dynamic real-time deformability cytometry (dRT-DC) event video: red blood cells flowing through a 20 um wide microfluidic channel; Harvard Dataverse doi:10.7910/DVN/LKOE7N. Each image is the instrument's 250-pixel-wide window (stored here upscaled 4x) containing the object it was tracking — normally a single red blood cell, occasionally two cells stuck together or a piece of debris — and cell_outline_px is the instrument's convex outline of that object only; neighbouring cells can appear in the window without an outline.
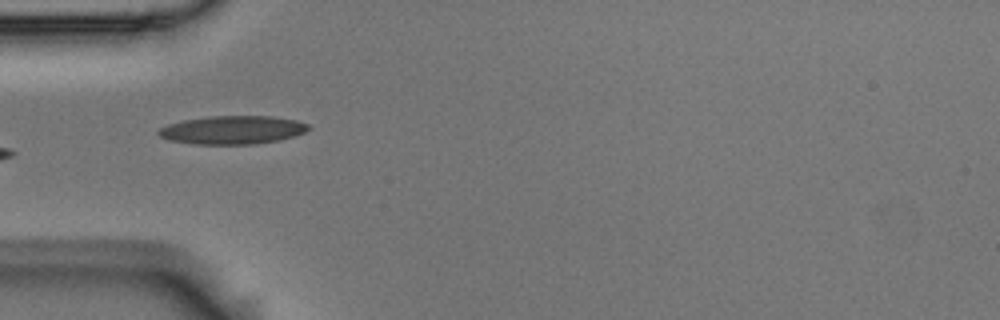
{"species": "Egyptian fruit bat (a non-hibernating species)", "species_latin": "Rousettus aegyptiacus", "temperature_condition": "room temperature", "stored_images_in_passage": 7, "camera_frame_rate_fps": 3000, "um_per_image_px": 0.085, "animal": {"sex": "male"}, "frame": {"image": 1, "passage_image": 5, "time_ms": 1.333, "image_size_px": [1000, 320], "cell_outline_px": [[312, 128], [304, 132], [280, 140], [252, 144], [192, 144], [168, 140], [160, 136], [156, 132], [160, 128], [168, 124], [184, 120], [212, 116], [272, 116], [296, 120], [308, 124]], "centroid_in_image_um": [19.75, 11.04], "position_along_channel_um": 65.2, "area_um2": 24.74}}
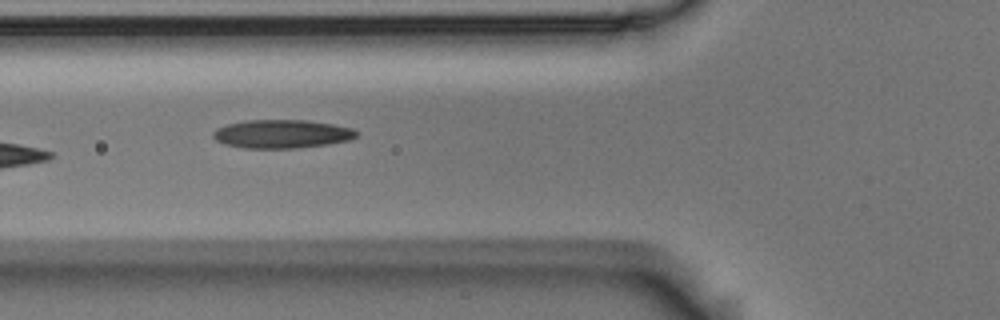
{"frame": {"image": 2, "passage_image": 6, "time_ms": 1.667, "image_size_px": [1000, 320], "cell_outline_px": [[360, 132], [352, 140], [328, 144], [296, 148], [244, 148], [224, 144], [216, 140], [212, 136], [212, 132], [216, 128], [228, 124], [244, 120], [308, 120], [332, 124], [352, 128]], "centroid_in_image_um": [23.96, 11.38], "position_along_channel_um": 101.8, "area_um2": 23.99}}
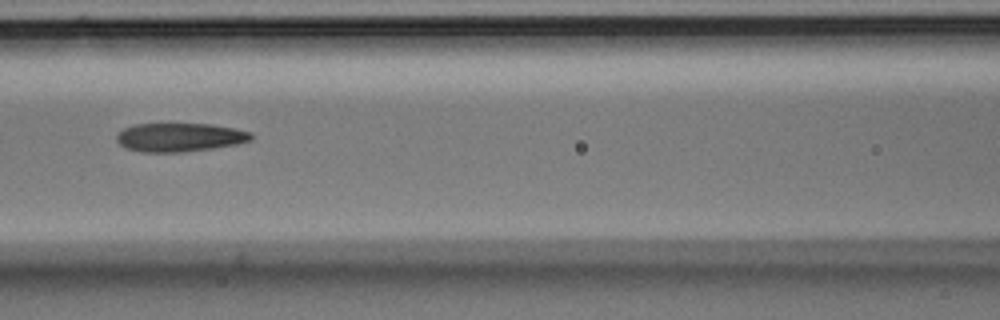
{"frame": {"image": 3, "passage_image": 7, "time_ms": 2.0, "image_size_px": [1000, 320], "cell_outline_px": [[252, 140], [236, 144], [212, 148], [180, 152], [144, 152], [124, 148], [116, 140], [116, 136], [124, 128], [136, 124], [212, 124], [252, 132]], "centroid_in_image_um": [15.26, 11.67], "position_along_channel_um": 151.3, "area_um2": 22.31}}